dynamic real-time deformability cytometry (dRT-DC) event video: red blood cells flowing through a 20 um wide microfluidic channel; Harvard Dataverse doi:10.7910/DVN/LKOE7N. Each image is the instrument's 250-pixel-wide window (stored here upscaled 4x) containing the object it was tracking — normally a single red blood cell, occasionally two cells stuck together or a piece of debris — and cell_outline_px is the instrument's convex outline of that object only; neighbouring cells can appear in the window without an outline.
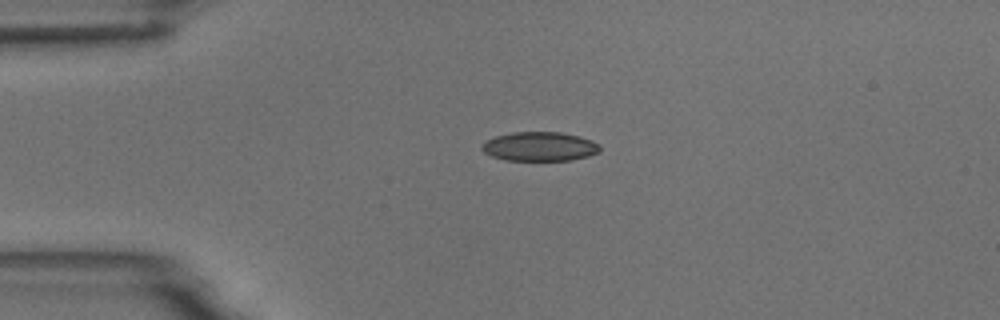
{"species": "common noctule bat (a hibernating species)", "species_latin": "Nyctalus noctula", "temperature_condition": "room temperature", "stored_images_in_passage": 3, "camera_frame_rate_fps": 3000, "um_per_image_px": 0.085, "animal": {"sex": "male", "body_mass_g": 18.8}, "frame": {"image": 1, "passage_image": 1, "time_ms": 0.0, "image_size_px": [1000, 320], "cell_outline_px": [[600, 152], [588, 156], [572, 160], [504, 160], [492, 156], [484, 152], [480, 148], [484, 140], [496, 136], [512, 132], [560, 132], [580, 136], [592, 140], [600, 144]], "centroid_in_image_um": [45.87, 12.45], "position_along_channel_um": 39.1, "area_um2": 20.23}}